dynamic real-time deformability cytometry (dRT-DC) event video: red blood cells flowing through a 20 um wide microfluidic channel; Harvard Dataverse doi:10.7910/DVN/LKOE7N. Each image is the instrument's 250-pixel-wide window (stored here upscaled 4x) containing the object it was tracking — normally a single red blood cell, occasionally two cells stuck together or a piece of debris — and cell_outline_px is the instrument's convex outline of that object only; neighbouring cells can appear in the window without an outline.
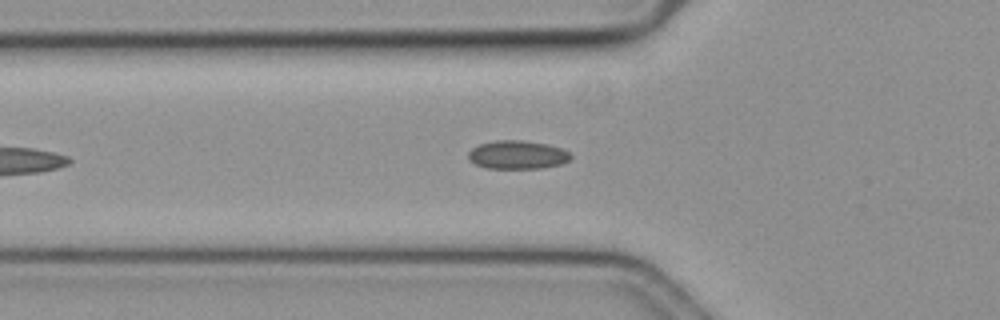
{"species": "common noctule bat (a hibernating species)", "species_latin": "Nyctalus noctula", "temperature_condition": "cold", "stored_images_in_passage": 43, "camera_frame_rate_fps": 3000, "um_per_image_px": 0.085, "animal": {"sex": "female", "body_mass_g": 19.3, "forearm_length_mm": 54.1}, "frame": {"image": 1, "passage_image": 10, "time_ms": 3.0, "image_size_px": [1000, 320], "cell_outline_px": [[572, 156], [568, 160], [560, 164], [540, 168], [484, 168], [468, 160], [468, 152], [472, 148], [480, 144], [496, 140], [520, 140], [544, 144], [560, 148], [568, 152]], "centroid_in_image_um": [43.92, 13.16], "position_along_channel_um": 81.9, "area_um2": 16.76}}
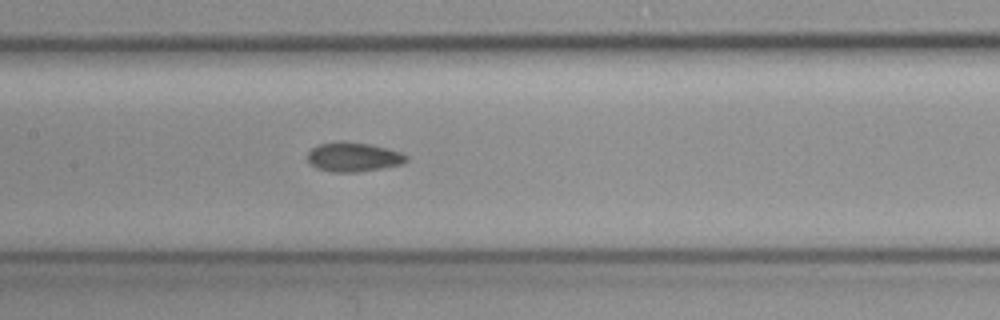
{"frame": {"image": 2, "passage_image": 18, "time_ms": 5.667, "image_size_px": [1000, 320], "cell_outline_px": [[408, 160], [404, 164], [356, 172], [332, 172], [316, 168], [308, 164], [308, 152], [312, 148], [320, 144], [368, 144], [400, 152], [408, 156]], "centroid_in_image_um": [30.05, 13.4], "position_along_channel_um": 177.4, "area_um2": 16.18}}
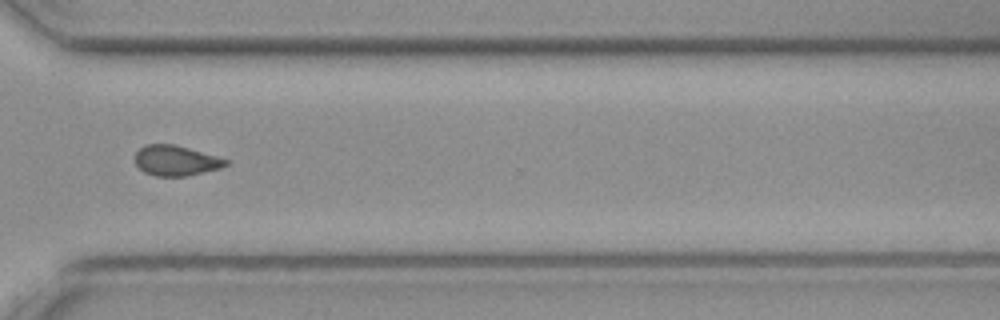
{"frame": {"image": 3, "passage_image": 33, "time_ms": 10.667, "image_size_px": [1000, 320], "cell_outline_px": [[228, 164], [220, 168], [188, 176], [156, 176], [144, 172], [136, 164], [136, 152], [144, 144], [172, 144], [188, 148], [228, 160]], "centroid_in_image_um": [14.93, 13.65], "position_along_channel_um": 355.7, "area_um2": 15.78}, "authors_computed_cell_mechanics": {"area_um2": 16.4152, "velocity_mm_per_s": 3.5649, "shape_relaxation_time_tau1_ms": null, "shape_relaxation_time_tau2_ms": 3.5876, "deformation_change_tau1": null, "deformation_change_tau2": 0.0688}}